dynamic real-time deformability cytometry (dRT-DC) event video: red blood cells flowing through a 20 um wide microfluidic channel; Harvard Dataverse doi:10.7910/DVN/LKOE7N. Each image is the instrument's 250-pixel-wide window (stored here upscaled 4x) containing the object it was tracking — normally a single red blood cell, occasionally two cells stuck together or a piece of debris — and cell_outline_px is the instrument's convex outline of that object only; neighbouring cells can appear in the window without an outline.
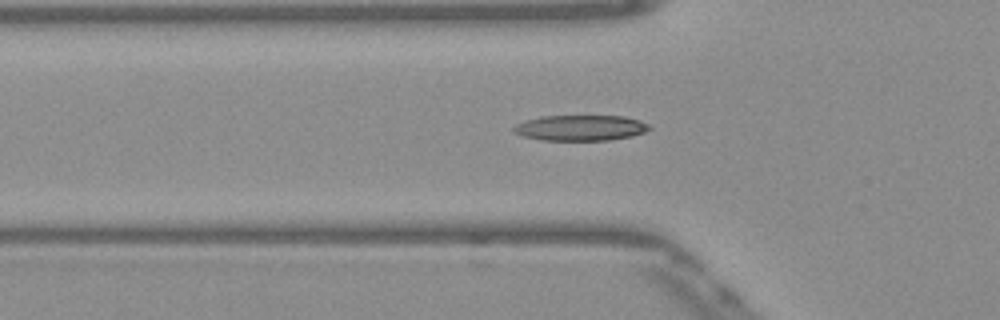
{"species": "Egyptian fruit bat (a non-hibernating species)", "species_latin": "Rousettus aegyptiacus", "temperature_condition": "warm", "stored_images_in_passage": 46, "camera_frame_rate_fps": 3000, "um_per_image_px": 0.085, "frame": {"image": 1, "passage_image": 18, "time_ms": 5.667, "image_size_px": [1000, 320], "cell_outline_px": [[652, 128], [644, 132], [632, 136], [608, 140], [540, 140], [524, 136], [512, 132], [512, 128], [516, 124], [540, 116], [624, 116], [640, 120], [648, 124]], "centroid_in_image_um": [49.34, 10.87], "position_along_channel_um": 76.5, "area_um2": 20.23}}
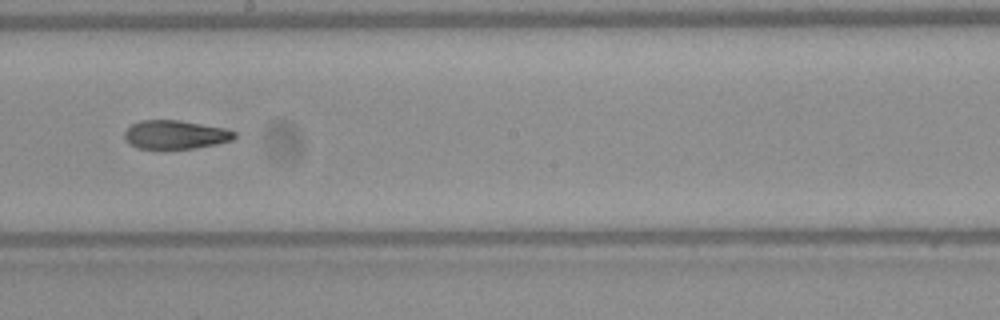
{"frame": {"image": 2, "passage_image": 30, "time_ms": 9.667, "image_size_px": [1000, 320], "cell_outline_px": [[236, 136], [232, 140], [216, 144], [196, 148], [136, 148], [128, 144], [124, 140], [124, 132], [132, 124], [140, 120], [180, 120], [224, 128], [236, 132]], "centroid_in_image_um": [14.88, 11.44], "position_along_channel_um": 233.3, "area_um2": 18.38}}
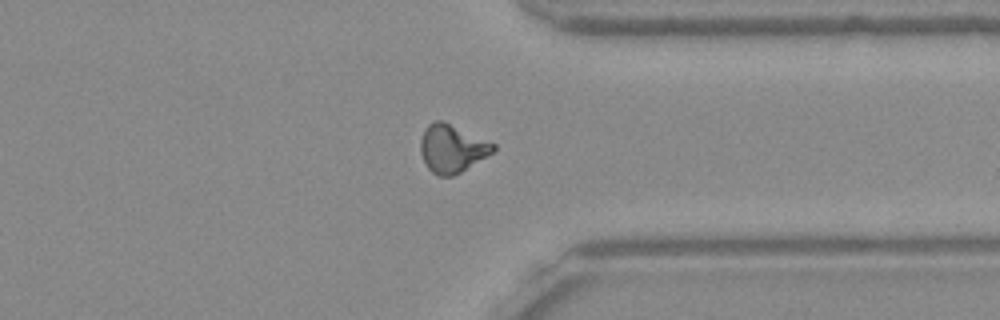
{"frame": {"image": 3, "passage_image": 41, "time_ms": 13.333, "image_size_px": [1000, 320], "cell_outline_px": [[496, 148], [492, 152], [460, 172], [452, 176], [440, 176], [432, 172], [428, 168], [420, 152], [420, 140], [424, 128], [428, 124], [436, 120], [444, 120], [496, 144]], "centroid_in_image_um": [38.39, 12.59], "position_along_channel_um": 373.0, "area_um2": 20.23}}